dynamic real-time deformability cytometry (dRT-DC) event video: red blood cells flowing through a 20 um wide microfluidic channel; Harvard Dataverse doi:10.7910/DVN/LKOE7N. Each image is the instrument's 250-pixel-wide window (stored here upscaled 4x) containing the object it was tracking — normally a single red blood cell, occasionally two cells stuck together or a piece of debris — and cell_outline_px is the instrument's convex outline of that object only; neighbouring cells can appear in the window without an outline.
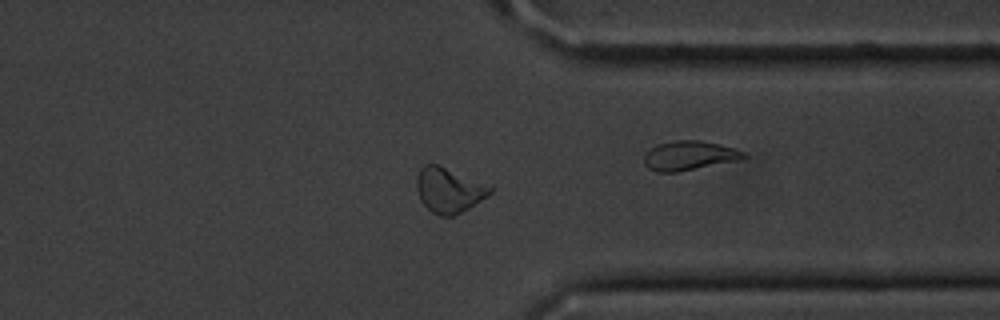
{"species": "common noctule bat (a hibernating species)", "species_latin": "Nyctalus noctula", "temperature_condition": "cold", "stored_images_in_passage": 56, "camera_frame_rate_fps": 3000, "um_per_image_px": 0.085, "animal": {"sex": "male", "body_mass_g": 20.1, "forearm_length_mm": 53.5}, "frame": {"image": 1, "passage_image": 43, "time_ms": 14.0, "image_size_px": [1000, 320], "cell_outline_px": [[492, 192], [488, 196], [468, 208], [452, 216], [440, 216], [432, 212], [420, 200], [416, 188], [416, 180], [420, 168], [424, 164], [436, 164], [492, 188]], "centroid_in_image_um": [38.09, 16.18], "position_along_channel_um": 373.3, "area_um2": 18.61}}
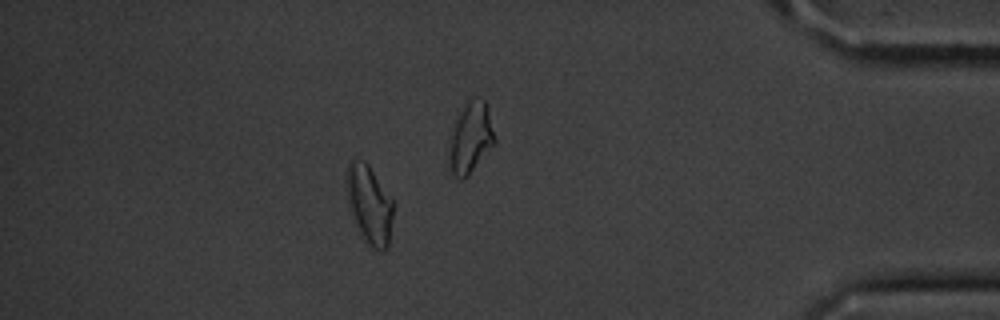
{"frame": {"image": 2, "passage_image": 49, "time_ms": 16.0, "image_size_px": [1000, 320], "cell_outline_px": [[392, 216], [388, 244], [380, 252], [372, 248], [356, 228], [344, 184], [348, 164], [352, 160], [364, 160], [368, 164], [392, 200]], "centroid_in_image_um": [31.35, 17.36], "position_along_channel_um": 403.8, "area_um2": 20.98}}